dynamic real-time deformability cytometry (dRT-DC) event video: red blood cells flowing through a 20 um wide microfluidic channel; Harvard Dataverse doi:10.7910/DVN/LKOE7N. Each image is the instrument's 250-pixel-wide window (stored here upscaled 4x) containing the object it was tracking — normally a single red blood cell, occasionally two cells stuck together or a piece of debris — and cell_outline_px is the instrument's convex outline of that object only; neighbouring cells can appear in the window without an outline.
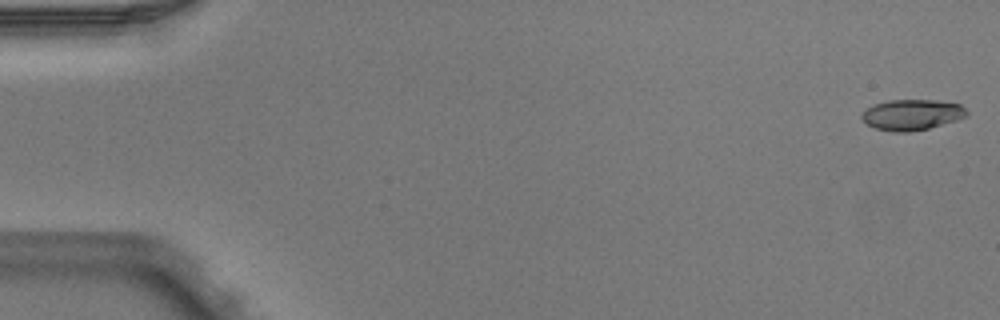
{"species": "Egyptian fruit bat (a non-hibernating species)", "species_latin": "Rousettus aegyptiacus", "temperature_condition": "warm", "stored_images_in_passage": 5, "camera_frame_rate_fps": 3000, "um_per_image_px": 0.085, "animal": {"sex": "male"}, "frame": {"image": 1, "passage_image": 1, "time_ms": 0.0, "image_size_px": [1000, 320], "cell_outline_px": [[968, 116], [956, 120], [928, 128], [908, 132], [892, 132], [876, 128], [868, 124], [860, 116], [868, 108], [876, 104], [888, 100], [936, 100], [960, 104], [968, 112]], "centroid_in_image_um": [77.54, 9.75], "position_along_channel_um": 7.5, "area_um2": 18.55}}